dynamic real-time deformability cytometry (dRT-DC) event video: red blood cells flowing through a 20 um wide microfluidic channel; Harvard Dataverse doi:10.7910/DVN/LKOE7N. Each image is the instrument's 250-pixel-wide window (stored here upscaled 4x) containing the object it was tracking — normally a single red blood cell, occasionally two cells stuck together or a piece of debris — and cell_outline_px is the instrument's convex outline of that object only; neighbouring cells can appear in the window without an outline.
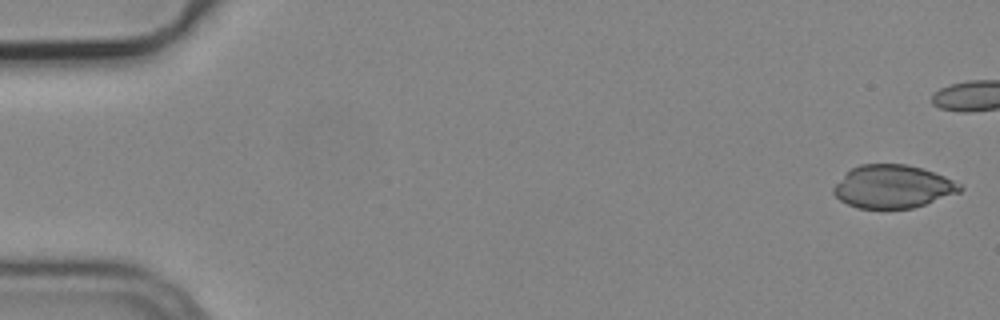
{"species": "common noctule bat (a hibernating species)", "species_latin": "Nyctalus noctula", "temperature_condition": "cold", "stored_images_in_passage": 4, "camera_frame_rate_fps": 3000, "um_per_image_px": 0.085, "animal": {"sex": "male", "body_mass_g": 19.2, "forearm_length_mm": 51.8}, "frame": {"image": 1, "passage_image": 1, "time_ms": 0.0, "image_size_px": [1000, 320], "cell_outline_px": [[964, 188], [960, 192], [912, 208], [856, 208], [840, 200], [832, 192], [832, 188], [852, 168], [860, 164], [908, 164], [944, 176], [960, 184]], "centroid_in_image_um": [75.88, 15.86], "position_along_channel_um": 9.1, "area_um2": 31.33}}